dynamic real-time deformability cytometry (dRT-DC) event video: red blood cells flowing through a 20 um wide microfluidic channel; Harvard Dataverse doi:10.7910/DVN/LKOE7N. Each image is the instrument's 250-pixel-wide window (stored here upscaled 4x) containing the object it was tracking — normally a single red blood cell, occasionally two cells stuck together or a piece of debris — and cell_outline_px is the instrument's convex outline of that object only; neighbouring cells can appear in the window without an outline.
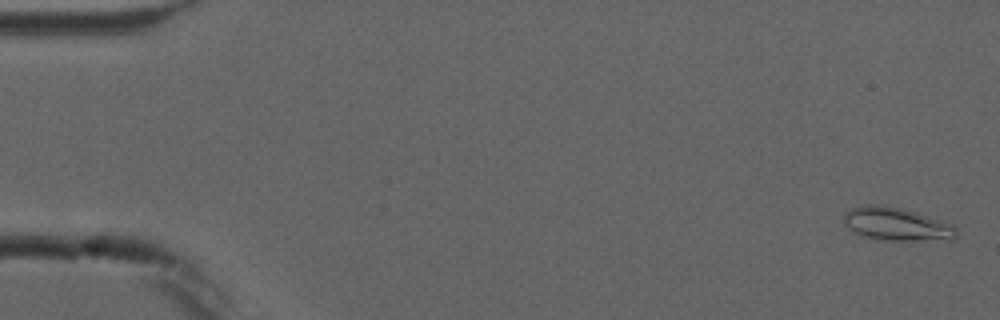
{"species": "common noctule bat (a hibernating species)", "species_latin": "Nyctalus noctula", "temperature_condition": "cold", "stored_images_in_passage": 5, "camera_frame_rate_fps": 3000, "um_per_image_px": 0.085, "animal": {"sex": "male", "forearm_length_mm": 52.5}, "frame": {"image": 1, "passage_image": 1, "time_ms": 0.0, "image_size_px": [1000, 320], "cell_outline_px": [[956, 236], [952, 240], [884, 240], [868, 236], [856, 232], [848, 228], [844, 220], [844, 216], [852, 208], [868, 204], [880, 204], [904, 208], [952, 224], [956, 228]], "centroid_in_image_um": [76.26, 19.04], "position_along_channel_um": 8.7, "area_um2": 21.44}}